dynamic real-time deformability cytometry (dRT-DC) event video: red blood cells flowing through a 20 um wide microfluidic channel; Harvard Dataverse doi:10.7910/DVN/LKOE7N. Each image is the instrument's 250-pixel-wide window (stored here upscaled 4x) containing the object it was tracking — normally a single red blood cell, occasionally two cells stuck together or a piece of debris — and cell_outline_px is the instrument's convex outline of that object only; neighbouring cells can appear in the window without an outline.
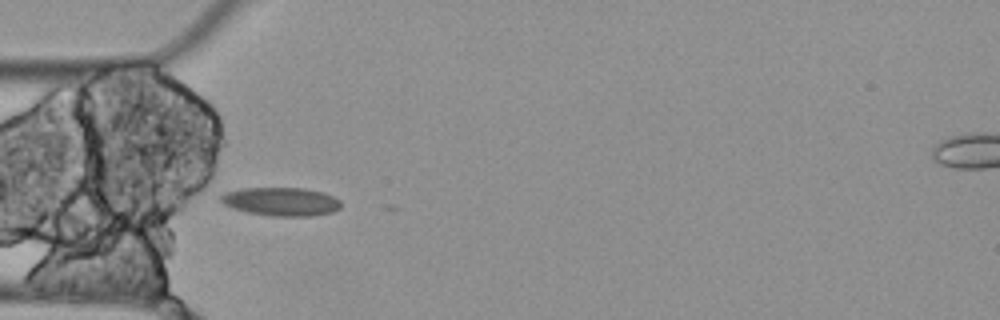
{"species": "Egyptian fruit bat (a non-hibernating species)", "species_latin": "Rousettus aegyptiacus", "temperature_condition": "cold", "stored_images_in_passage": 6, "camera_frame_rate_fps": 3000, "um_per_image_px": 0.085, "animal": {"sex": "female"}, "frame": {"image": 1, "passage_image": 5, "time_ms": 1.333, "image_size_px": [1000, 320], "cell_outline_px": [[340, 208], [332, 212], [308, 216], [272, 216], [248, 212], [232, 208], [224, 204], [220, 200], [220, 196], [224, 192], [244, 188], [304, 188], [324, 192], [340, 200]], "centroid_in_image_um": [23.88, 17.13], "position_along_channel_um": 61.1, "area_um2": 19.88}}